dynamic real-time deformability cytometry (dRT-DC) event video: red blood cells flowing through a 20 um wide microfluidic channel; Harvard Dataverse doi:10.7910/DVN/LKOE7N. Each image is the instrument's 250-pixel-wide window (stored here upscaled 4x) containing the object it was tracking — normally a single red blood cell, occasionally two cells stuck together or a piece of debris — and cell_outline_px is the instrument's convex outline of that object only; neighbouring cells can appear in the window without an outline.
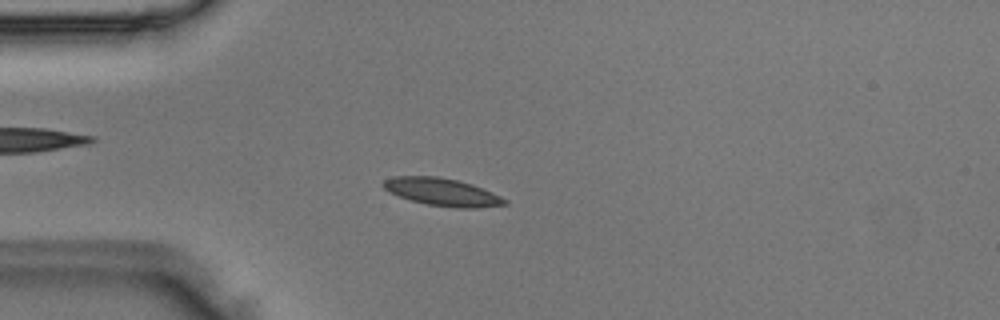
{"species": "Egyptian fruit bat (a non-hibernating species)", "species_latin": "Rousettus aegyptiacus", "temperature_condition": "room temperature", "stored_images_in_passage": 49, "camera_frame_rate_fps": 3000, "um_per_image_px": 0.085, "animal": {"sex": "male"}, "frame": {"image": 1, "passage_image": 13, "time_ms": 4.0, "image_size_px": [1000, 320], "cell_outline_px": [[508, 204], [480, 208], [456, 208], [428, 204], [412, 200], [388, 192], [380, 184], [384, 180], [392, 176], [436, 176], [456, 180], [472, 184], [492, 192], [508, 200]], "centroid_in_image_um": [37.59, 16.32], "position_along_channel_um": 47.4, "area_um2": 19.54}}
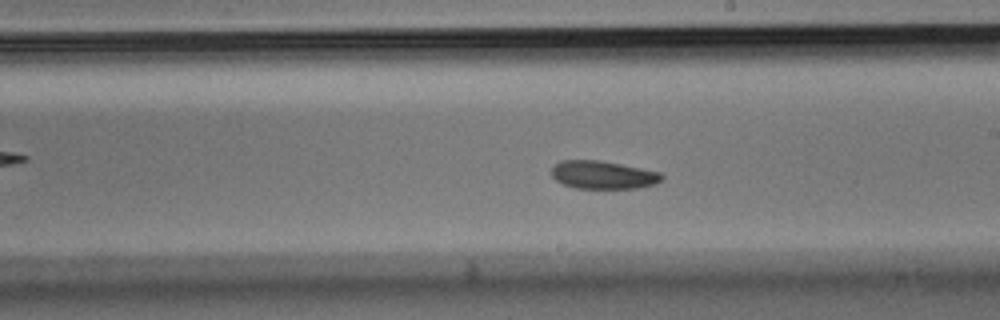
{"frame": {"image": 2, "passage_image": 28, "time_ms": 9.0, "image_size_px": [1000, 320], "cell_outline_px": [[664, 176], [656, 184], [636, 188], [576, 188], [564, 184], [556, 180], [552, 176], [552, 164], [560, 160], [600, 160], [660, 172]], "centroid_in_image_um": [51.23, 14.85], "position_along_channel_um": 237.8, "area_um2": 17.98}}
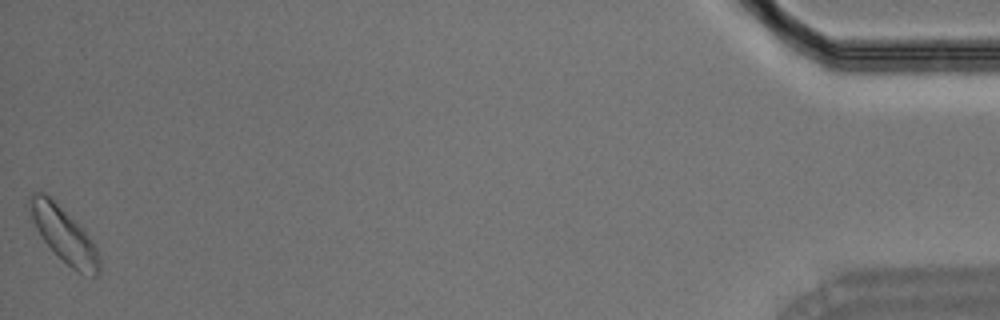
{"frame": {"image": 3, "passage_image": 49, "time_ms": 16.0, "image_size_px": [1000, 320], "cell_outline_px": [[100, 272], [96, 276], [92, 276], [76, 272], [44, 240], [36, 228], [32, 220], [28, 204], [28, 196], [32, 192], [44, 192], [84, 228], [96, 248], [100, 260]], "centroid_in_image_um": [5.44, 19.93], "position_along_channel_um": 429.8, "area_um2": 21.96}}